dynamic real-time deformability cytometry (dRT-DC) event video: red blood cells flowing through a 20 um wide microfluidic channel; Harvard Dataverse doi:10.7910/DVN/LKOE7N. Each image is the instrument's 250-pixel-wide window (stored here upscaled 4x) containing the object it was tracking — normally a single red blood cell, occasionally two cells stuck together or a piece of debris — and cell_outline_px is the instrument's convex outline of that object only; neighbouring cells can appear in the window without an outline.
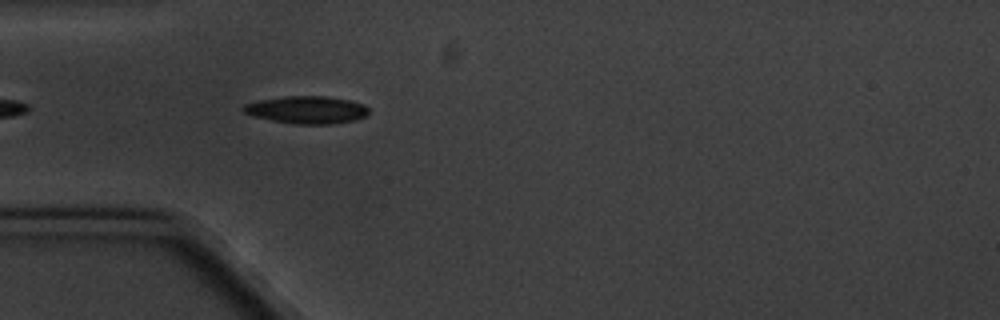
{"species": "common noctule bat (a hibernating species)", "species_latin": "Nyctalus noctula", "temperature_condition": "cold", "stored_images_in_passage": 1, "camera_frame_rate_fps": 3000, "um_per_image_px": 0.085, "animal": {"sex": "male", "body_mass_g": 20.1, "forearm_length_mm": 53.5}, "frame": {"image": 1, "passage_image": 1, "time_ms": 0.0, "image_size_px": [1000, 320], "cell_outline_px": [[368, 116], [356, 120], [332, 124], [296, 124], [272, 120], [252, 116], [244, 112], [240, 108], [244, 104], [260, 100], [284, 96], [324, 96], [348, 100], [364, 104], [368, 108]], "centroid_in_image_um": [26.08, 9.34], "position_along_channel_um": 58.9, "area_um2": 20.17}}